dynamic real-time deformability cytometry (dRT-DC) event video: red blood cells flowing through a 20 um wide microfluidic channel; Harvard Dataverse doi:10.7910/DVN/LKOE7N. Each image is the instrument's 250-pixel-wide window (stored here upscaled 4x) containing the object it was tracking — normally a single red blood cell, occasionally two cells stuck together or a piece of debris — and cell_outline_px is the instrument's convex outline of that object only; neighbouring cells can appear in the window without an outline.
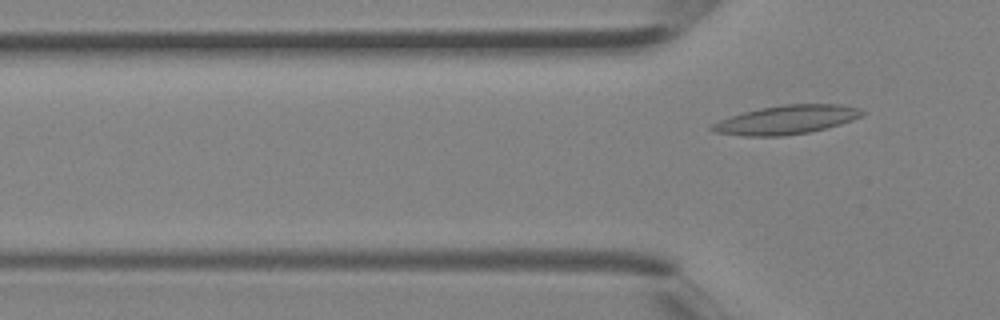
{"species": "Egyptian fruit bat (a non-hibernating species)", "species_latin": "Rousettus aegyptiacus", "temperature_condition": "room temperature", "stored_images_in_passage": 4, "camera_frame_rate_fps": 3000, "um_per_image_px": 0.085, "animal": {"sex": "female"}, "frame": {"image": 1, "passage_image": 4, "time_ms": 1.0, "image_size_px": [1000, 320], "cell_outline_px": [[864, 112], [860, 116], [852, 120], [840, 124], [808, 132], [784, 136], [744, 136], [716, 132], [708, 128], [712, 124], [720, 120], [744, 112], [760, 108], [784, 104], [840, 104], [860, 108]], "centroid_in_image_um": [66.84, 10.18], "position_along_channel_um": 59.0, "area_um2": 24.97}}